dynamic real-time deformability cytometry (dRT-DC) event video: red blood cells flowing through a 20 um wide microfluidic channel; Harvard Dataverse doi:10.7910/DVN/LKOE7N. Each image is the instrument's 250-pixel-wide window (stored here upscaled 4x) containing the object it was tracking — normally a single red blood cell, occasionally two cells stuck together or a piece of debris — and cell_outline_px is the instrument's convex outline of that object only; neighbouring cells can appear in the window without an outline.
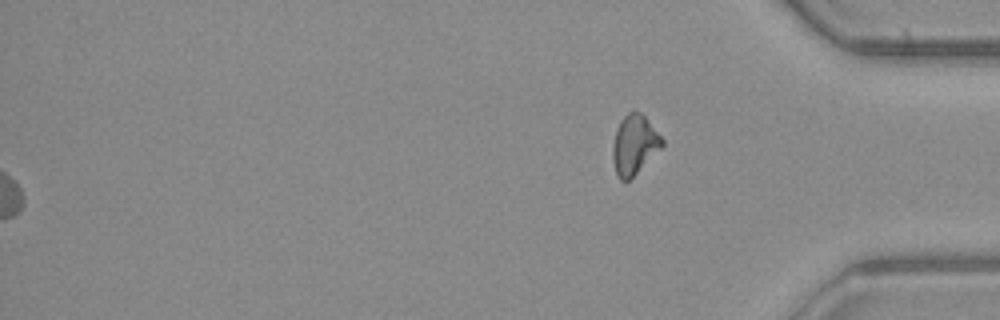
{"species": "common noctule bat (a hibernating species)", "species_latin": "Nyctalus noctula", "temperature_condition": "warm", "stored_images_in_passage": 40, "segment_of_instrument_passage": [2, 2], "camera_frame_rate_fps": 3000, "um_per_image_px": 0.085, "animal": {"sex": "male", "body_mass_g": 23.1, "forearm_length_mm": 52.7}, "frame": {"image": 1, "passage_image": 40, "time_ms": 13.0, "image_size_px": [1000, 320], "cell_outline_px": [[664, 144], [628, 180], [620, 180], [616, 176], [612, 160], [612, 148], [616, 128], [620, 120], [628, 112], [640, 112], [644, 116], [664, 140]], "centroid_in_image_um": [53.87, 12.29], "position_along_channel_um": 381.3, "area_um2": 16.76}}